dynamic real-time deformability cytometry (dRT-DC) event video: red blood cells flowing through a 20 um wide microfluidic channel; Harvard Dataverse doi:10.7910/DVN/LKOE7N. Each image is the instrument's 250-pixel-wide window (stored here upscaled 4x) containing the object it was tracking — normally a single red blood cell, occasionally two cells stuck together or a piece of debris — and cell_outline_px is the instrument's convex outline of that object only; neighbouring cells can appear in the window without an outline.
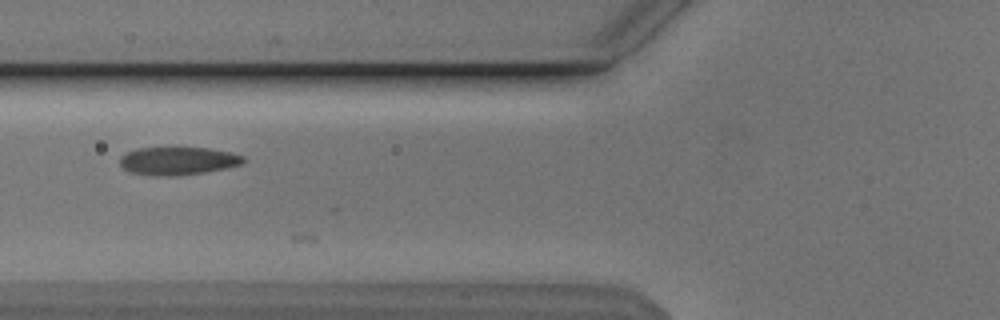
{"species": "Egyptian fruit bat (a non-hibernating species)", "species_latin": "Rousettus aegyptiacus", "temperature_condition": "cold", "stored_images_in_passage": 7, "camera_frame_rate_fps": 3000, "um_per_image_px": 0.085, "animal": {"sex": "male"}, "frame": {"image": 1, "passage_image": 5, "time_ms": 1.333, "image_size_px": [1000, 320], "cell_outline_px": [[248, 160], [240, 164], [224, 168], [204, 172], [180, 176], [152, 176], [128, 172], [120, 164], [120, 156], [136, 148], [208, 148], [232, 152], [244, 156]], "centroid_in_image_um": [15.12, 13.68], "position_along_channel_um": 110.7, "area_um2": 20.29}}